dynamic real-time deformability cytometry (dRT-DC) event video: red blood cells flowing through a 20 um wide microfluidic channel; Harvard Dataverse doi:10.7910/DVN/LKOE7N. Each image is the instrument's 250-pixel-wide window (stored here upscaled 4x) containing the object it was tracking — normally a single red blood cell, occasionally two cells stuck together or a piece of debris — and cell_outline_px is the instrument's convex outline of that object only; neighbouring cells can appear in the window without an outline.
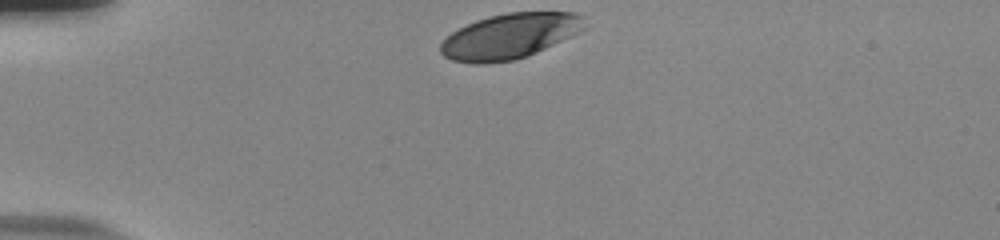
{"species": "human", "species_latin": "Homo sapiens", "temperature_condition": "room temperature", "stored_images_in_passage": 33, "camera_frame_rate_fps": 3000, "um_per_image_px": 0.085, "donor": {"sex": "male"}, "frame": {"image": 1, "passage_image": 1, "time_ms": 0.0, "image_size_px": [1000, 240], "cell_outline_px": [[588, 28], [528, 56], [512, 60], [484, 64], [472, 64], [452, 60], [444, 56], [440, 52], [440, 44], [452, 32], [476, 20], [488, 16], [508, 12], [576, 12], [584, 16]], "centroid_in_image_um": [43.36, 3.06], "position_along_channel_um": 41.6, "area_um2": 38.15}}
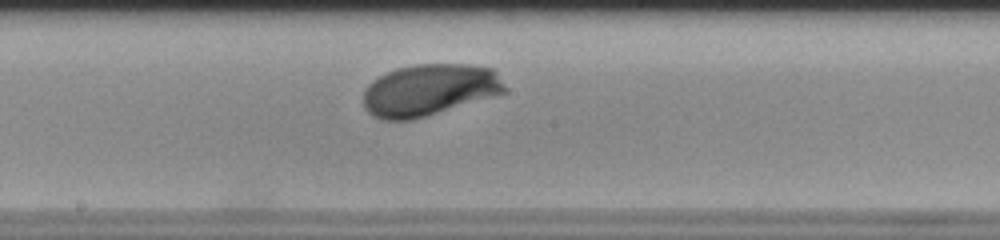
{"frame": {"image": 2, "passage_image": 18, "time_ms": 5.667, "image_size_px": [1000, 240], "cell_outline_px": [[508, 88], [504, 92], [424, 116], [408, 120], [384, 120], [372, 116], [364, 108], [364, 88], [372, 80], [396, 68], [416, 64], [468, 64], [492, 68]], "centroid_in_image_um": [36.44, 7.63], "position_along_channel_um": 211.8, "area_um2": 42.14}}
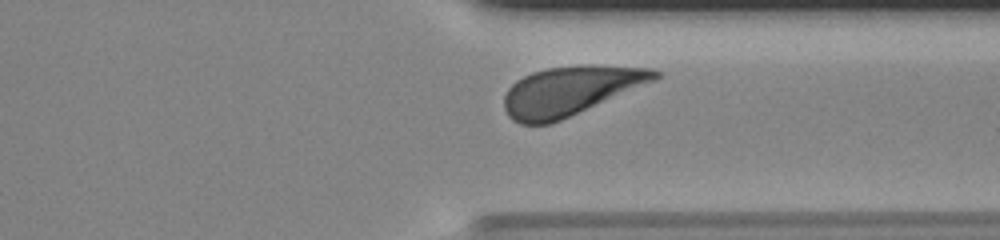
{"frame": {"image": 3, "passage_image": 30, "time_ms": 9.667, "image_size_px": [1000, 240], "cell_outline_px": [[660, 76], [656, 80], [560, 120], [548, 124], [520, 124], [512, 120], [508, 116], [504, 108], [504, 96], [508, 88], [516, 80], [532, 72], [548, 68], [576, 64], [588, 64], [652, 68], [660, 72]], "centroid_in_image_um": [48.46, 7.7], "position_along_channel_um": 362.9, "area_um2": 43.12}, "authors_computed_cell_mechanics": {"area_um2": 41.3848, "velocity_mm_per_s": 3.7718, "shape_relaxation_time_tau1_ms": 1.9376, "shape_relaxation_time_tau2_ms": null, "deformation_change_tau1": 0.1304, "deformation_change_tau2": null}}